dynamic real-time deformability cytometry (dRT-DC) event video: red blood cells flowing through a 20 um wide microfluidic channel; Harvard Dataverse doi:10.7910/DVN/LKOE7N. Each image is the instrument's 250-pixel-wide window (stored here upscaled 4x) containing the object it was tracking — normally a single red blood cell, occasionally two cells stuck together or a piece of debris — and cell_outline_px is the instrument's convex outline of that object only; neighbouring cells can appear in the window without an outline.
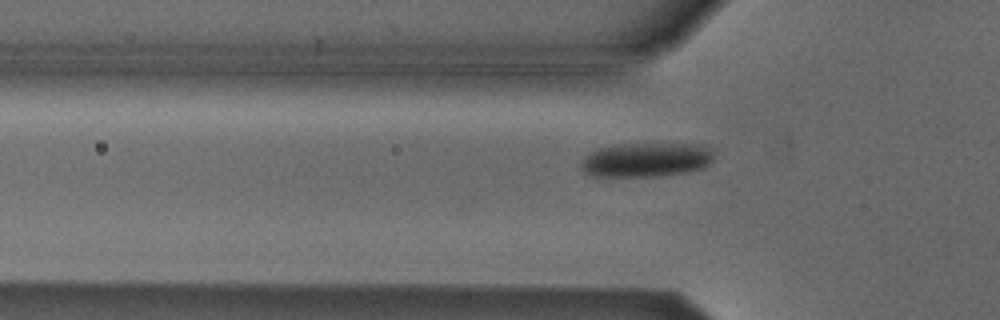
{"species": "Egyptian fruit bat (a non-hibernating species)", "species_latin": "Rousettus aegyptiacus", "temperature_condition": "cold", "stored_images_in_passage": 40, "camera_frame_rate_fps": 3000, "um_per_image_px": 0.085, "animal": {"sex": "male"}, "frame": {"image": 1, "passage_image": 10, "time_ms": 3.0, "image_size_px": [1000, 320], "cell_outline_px": [[712, 160], [704, 168], [688, 172], [660, 176], [588, 176], [580, 168], [580, 160], [584, 156], [600, 148], [620, 144], [700, 144], [712, 148]], "centroid_in_image_um": [54.91, 13.59], "position_along_channel_um": 70.9, "area_um2": 26.7}}
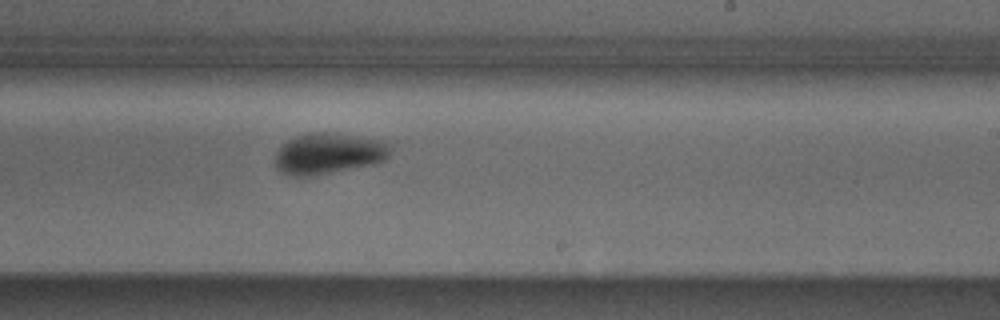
{"frame": {"image": 2, "passage_image": 25, "time_ms": 8.0, "image_size_px": [1000, 320], "cell_outline_px": [[392, 148], [388, 156], [384, 160], [376, 164], [332, 172], [308, 176], [292, 176], [280, 172], [276, 168], [276, 152], [288, 140], [296, 136], [308, 132], [328, 132], [384, 140]], "centroid_in_image_um": [27.94, 13.04], "position_along_channel_um": 261.1, "area_um2": 27.57}}
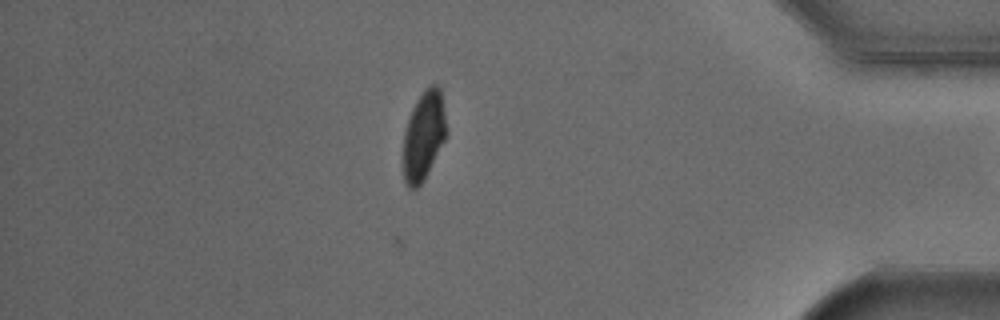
{"frame": {"image": 3, "passage_image": 39, "time_ms": 12.667, "image_size_px": [1000, 320], "cell_outline_px": [[448, 132], [424, 180], [416, 188], [408, 188], [404, 180], [404, 132], [412, 108], [416, 100], [424, 88], [432, 84], [436, 84], [440, 88]], "centroid_in_image_um": [36.02, 11.49], "position_along_channel_um": 399.2, "area_um2": 22.25}, "authors_computed_cell_mechanics": {"area_um2": 26.6169, "velocity_mm_per_s": 3.8021, "shape_relaxation_time_tau1_ms": 2.1836, "shape_relaxation_time_tau2_ms": null, "deformation_change_tau1": 0.1019, "deformation_change_tau2": null}}